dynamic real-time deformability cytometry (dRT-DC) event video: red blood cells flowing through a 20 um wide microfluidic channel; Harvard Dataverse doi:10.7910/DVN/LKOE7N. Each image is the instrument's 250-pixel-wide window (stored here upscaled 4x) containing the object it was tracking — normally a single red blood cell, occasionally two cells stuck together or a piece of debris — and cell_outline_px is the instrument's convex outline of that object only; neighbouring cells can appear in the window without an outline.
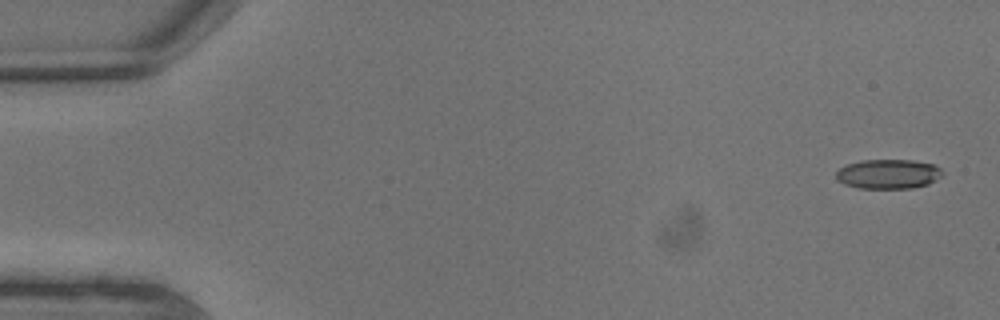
{"species": "common noctule bat (a hibernating species)", "species_latin": "Nyctalus noctula", "temperature_condition": "warm", "stored_images_in_passage": 6, "camera_frame_rate_fps": 3000, "um_per_image_px": 0.085, "animal": {"sex": "male", "body_mass_g": 13.3}, "frame": {"image": 1, "passage_image": 1, "time_ms": 0.0, "image_size_px": [1000, 320], "cell_outline_px": [[944, 176], [928, 184], [912, 188], [860, 188], [844, 184], [836, 180], [836, 172], [840, 168], [848, 164], [860, 160], [912, 160], [936, 164], [944, 172]], "centroid_in_image_um": [75.54, 14.78], "position_along_channel_um": 9.5, "area_um2": 18.5}}
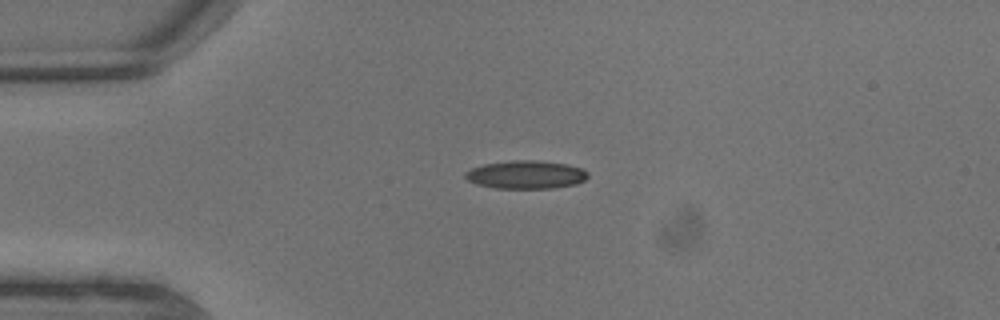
{"frame": {"image": 2, "passage_image": 5, "time_ms": 1.333, "image_size_px": [1000, 320], "cell_outline_px": [[588, 176], [584, 180], [576, 184], [552, 188], [496, 188], [476, 184], [468, 180], [464, 176], [464, 172], [472, 168], [484, 164], [512, 160], [536, 160], [568, 164], [580, 168], [588, 172]], "centroid_in_image_um": [44.7, 14.84], "position_along_channel_um": 40.3, "area_um2": 20.11}}